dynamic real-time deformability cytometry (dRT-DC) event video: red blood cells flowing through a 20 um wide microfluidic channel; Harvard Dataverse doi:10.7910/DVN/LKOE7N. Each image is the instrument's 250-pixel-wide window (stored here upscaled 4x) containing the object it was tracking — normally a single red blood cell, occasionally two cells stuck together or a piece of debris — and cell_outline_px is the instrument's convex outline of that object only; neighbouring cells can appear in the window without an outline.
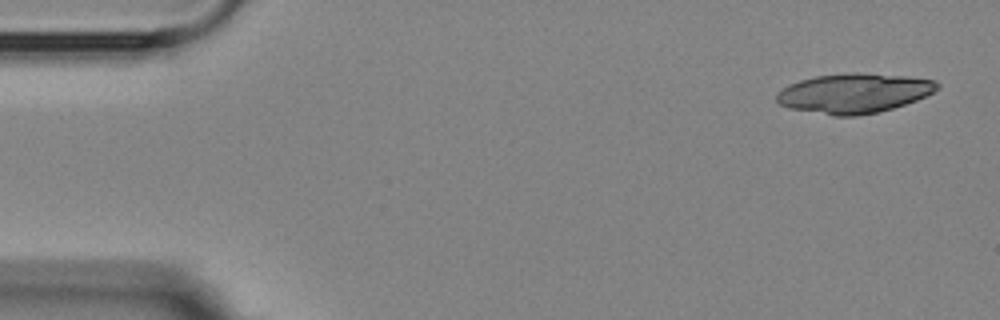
{"species": "Egyptian fruit bat (a non-hibernating species)", "species_latin": "Rousettus aegyptiacus", "temperature_condition": "room temperature", "stored_images_in_passage": 5, "camera_frame_rate_fps": 3000, "um_per_image_px": 0.085, "animal": {"sex": "female"}, "frame": {"image": 1, "passage_image": 1, "time_ms": 0.0, "image_size_px": [1000, 320], "cell_outline_px": [[940, 88], [916, 100], [880, 112], [856, 116], [832, 116], [792, 108], [780, 104], [776, 100], [776, 96], [788, 84], [800, 80], [816, 76], [852, 72], [860, 72], [904, 76], [936, 80], [940, 84]], "centroid_in_image_um": [72.61, 7.92], "position_along_channel_um": 12.4, "area_um2": 36.99}}